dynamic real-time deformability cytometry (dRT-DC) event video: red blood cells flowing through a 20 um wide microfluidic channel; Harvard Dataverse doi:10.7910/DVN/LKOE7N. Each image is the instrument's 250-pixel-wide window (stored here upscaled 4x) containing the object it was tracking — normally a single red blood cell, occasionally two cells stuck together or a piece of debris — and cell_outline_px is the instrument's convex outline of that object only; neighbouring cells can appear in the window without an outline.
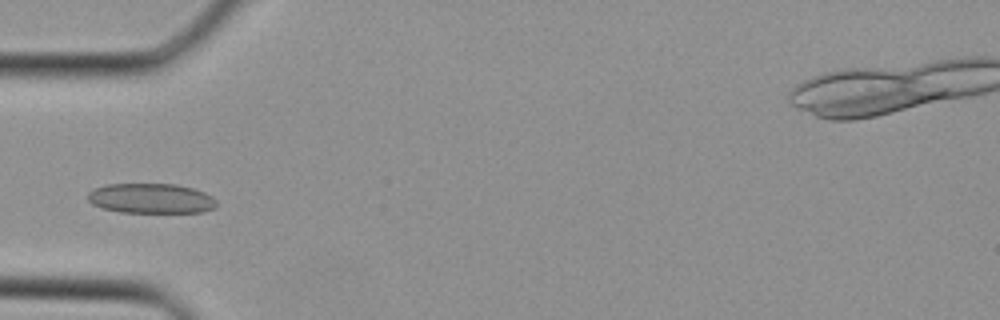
{"species": "Egyptian fruit bat (a non-hibernating species)", "species_latin": "Rousettus aegyptiacus", "temperature_condition": "cold", "stored_images_in_passage": 11, "camera_frame_rate_fps": 3000, "um_per_image_px": 0.085, "animal": {"sex": "female"}, "frame": {"image": 1, "passage_image": 9, "time_ms": 2.667, "image_size_px": [1000, 320], "cell_outline_px": [[216, 204], [212, 208], [200, 212], [120, 212], [104, 208], [92, 204], [88, 200], [88, 192], [104, 184], [176, 184], [192, 188], [204, 192], [212, 196], [216, 200]], "centroid_in_image_um": [12.82, 16.85], "position_along_channel_um": 72.2, "area_um2": 22.31}}